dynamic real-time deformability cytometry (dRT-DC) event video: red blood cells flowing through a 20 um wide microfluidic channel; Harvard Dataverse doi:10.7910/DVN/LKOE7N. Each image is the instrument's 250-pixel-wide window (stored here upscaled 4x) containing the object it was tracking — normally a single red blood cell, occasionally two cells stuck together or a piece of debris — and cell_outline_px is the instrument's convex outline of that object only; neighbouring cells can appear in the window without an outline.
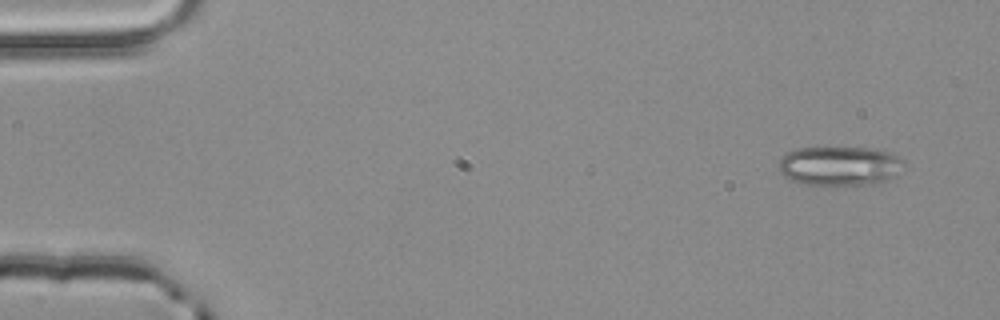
{"species": "common noctule bat (a hibernating species)", "species_latin": "Nyctalus noctula", "temperature_condition": "room temperature", "stored_images_in_passage": 5, "camera_frame_rate_fps": 3000, "um_per_image_px": 0.085, "animal": {"sex": "male", "body_mass_g": 20.4}, "frame": {"image": 1, "passage_image": 1, "time_ms": 0.0, "image_size_px": [1000, 320], "cell_outline_px": [[904, 160], [892, 176], [888, 180], [876, 184], [824, 188], [800, 184], [784, 176], [780, 172], [780, 156], [796, 148], [868, 148], [888, 152]], "centroid_in_image_um": [71.28, 14.16], "position_along_channel_um": 13.7, "area_um2": 29.19}}
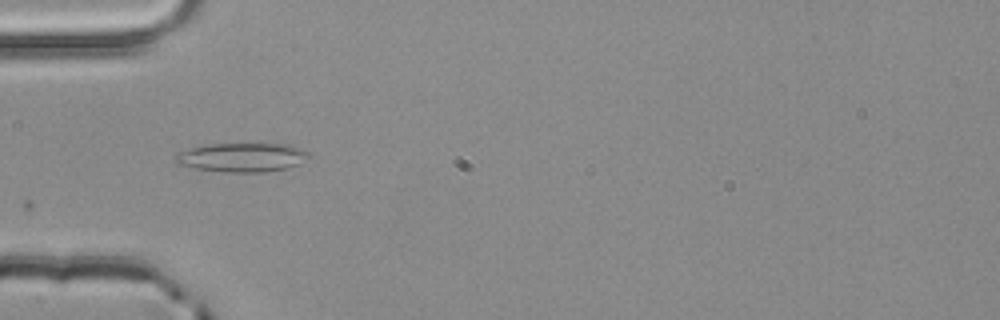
{"frame": {"image": 2, "passage_image": 4, "time_ms": 1.0, "image_size_px": [1000, 320], "cell_outline_px": [[312, 156], [300, 164], [288, 168], [264, 172], [224, 172], [196, 168], [176, 164], [172, 156], [188, 148], [204, 144], [292, 144], [304, 148]], "centroid_in_image_um": [20.6, 13.37], "position_along_channel_um": 64.4, "area_um2": 23.0}}
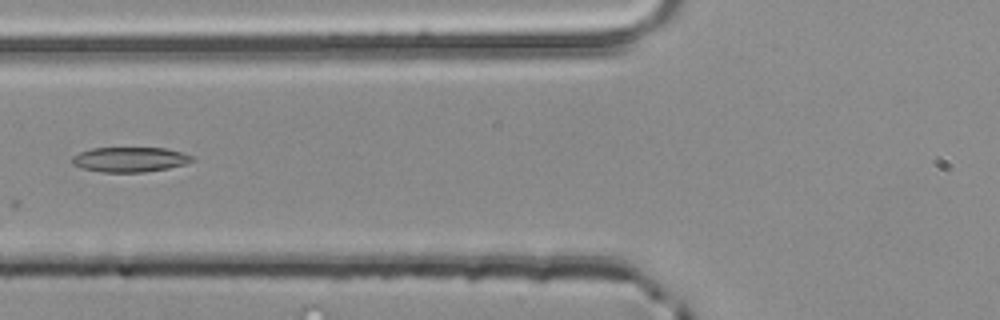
{"frame": {"image": 3, "passage_image": 5, "time_ms": 1.333, "image_size_px": [1000, 320], "cell_outline_px": [[196, 160], [184, 164], [168, 168], [144, 172], [104, 172], [84, 168], [72, 164], [72, 156], [80, 152], [92, 148], [164, 148], [196, 156]], "centroid_in_image_um": [11.08, 13.55], "position_along_channel_um": 114.7, "area_um2": 17.34}}